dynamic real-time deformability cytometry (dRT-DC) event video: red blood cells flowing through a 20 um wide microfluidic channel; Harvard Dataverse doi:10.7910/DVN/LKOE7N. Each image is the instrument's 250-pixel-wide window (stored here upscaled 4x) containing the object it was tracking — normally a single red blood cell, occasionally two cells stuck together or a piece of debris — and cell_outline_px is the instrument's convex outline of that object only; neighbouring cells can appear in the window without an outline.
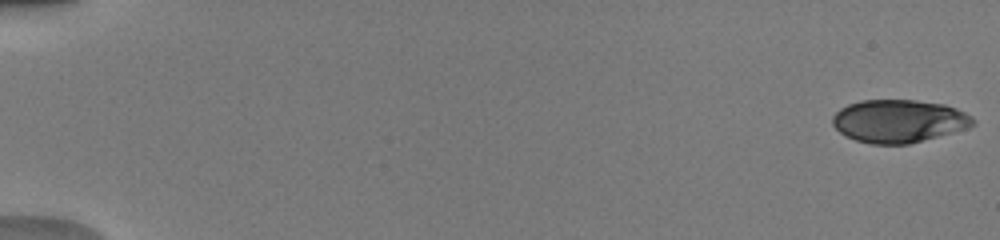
{"species": "human", "species_latin": "Homo sapiens", "temperature_condition": "warm", "stored_images_in_passage": 51, "camera_frame_rate_fps": 3000, "um_per_image_px": 0.085, "donor": {"sex": "male"}, "frame": {"image": 1, "passage_image": 1, "time_ms": 0.0, "image_size_px": [1000, 240], "cell_outline_px": [[976, 124], [968, 128], [908, 144], [872, 144], [856, 140], [844, 136], [832, 124], [832, 116], [840, 108], [848, 104], [860, 100], [916, 100], [944, 104], [956, 108], [972, 116], [976, 120]], "centroid_in_image_um": [76.4, 10.28], "position_along_channel_um": 8.6, "area_um2": 35.26}}
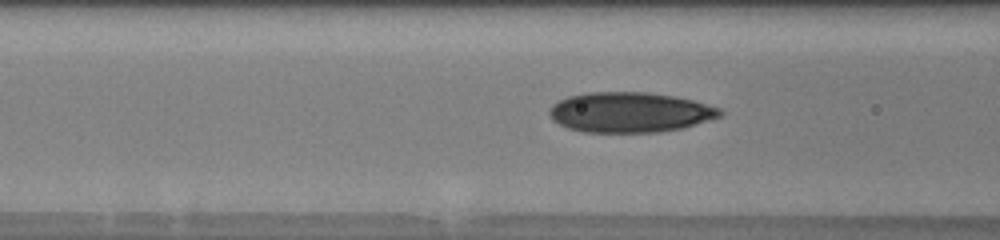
{"frame": {"image": 2, "passage_image": 22, "time_ms": 7.0, "image_size_px": [1000, 240], "cell_outline_px": [[724, 112], [720, 116], [684, 128], [660, 132], [584, 132], [568, 128], [552, 120], [548, 112], [552, 104], [568, 96], [588, 92], [648, 92], [676, 96], [692, 100], [720, 108]], "centroid_in_image_um": [53.53, 9.54], "position_along_channel_um": 113.1, "area_um2": 40.06}}
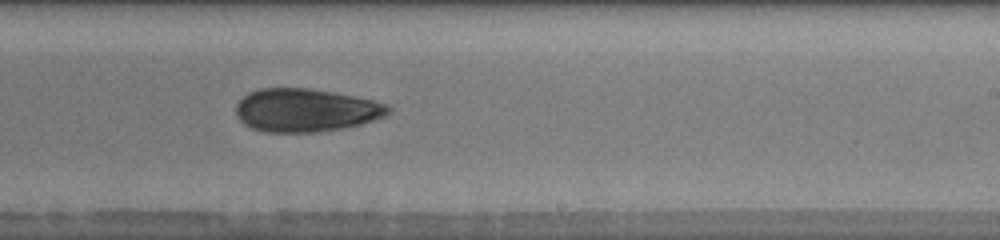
{"frame": {"image": 3, "passage_image": 33, "time_ms": 10.667, "image_size_px": [1000, 240], "cell_outline_px": [[392, 112], [376, 120], [344, 128], [316, 132], [264, 132], [252, 128], [244, 124], [236, 116], [236, 104], [248, 92], [260, 88], [312, 88], [372, 100], [388, 104], [392, 108]], "centroid_in_image_um": [25.99, 9.37], "position_along_channel_um": 263.0, "area_um2": 38.49}, "authors_computed_cell_mechanics": {"area_um2": 36.992, "velocity_mm_per_s": 4.0957, "shape_relaxation_time_tau1_ms": 10.9446, "shape_relaxation_time_tau2_ms": 7.1693, "deformation_change_tau1": 0.1702, "deformation_change_tau2": 0.1207}}